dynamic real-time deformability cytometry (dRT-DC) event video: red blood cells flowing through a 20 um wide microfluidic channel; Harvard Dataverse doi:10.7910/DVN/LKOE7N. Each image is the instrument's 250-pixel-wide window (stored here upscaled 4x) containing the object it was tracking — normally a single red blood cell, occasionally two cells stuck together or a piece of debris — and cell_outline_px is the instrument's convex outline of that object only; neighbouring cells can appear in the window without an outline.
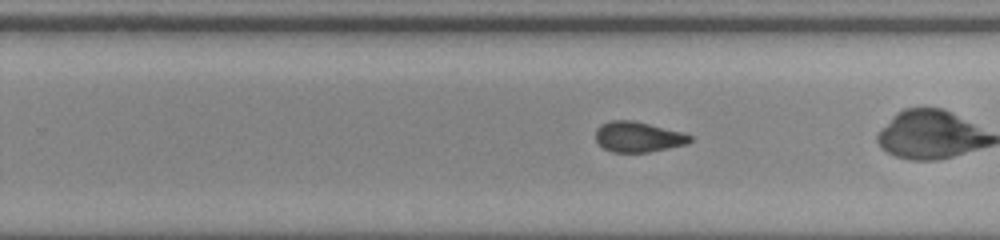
{"species": "common noctule bat (a hibernating species)", "species_latin": "Nyctalus noctula", "temperature_condition": "room temperature", "stored_images_in_passage": 51, "camera_frame_rate_fps": 3000, "um_per_image_px": 0.085, "animal": {"sex": "male", "body_mass_g": 20.0, "forearm_length_mm": 53.3}, "frame": {"image": 1, "passage_image": 32, "time_ms": 10.333, "image_size_px": [1000, 240], "cell_outline_px": [[692, 140], [688, 144], [648, 152], [612, 152], [604, 148], [596, 140], [596, 128], [600, 124], [612, 120], [632, 120], [680, 132], [692, 136]], "centroid_in_image_um": [54.22, 11.64], "position_along_channel_um": 275.6, "area_um2": 16.53}, "authors_computed_cell_mechanics": {"area_um2": 17.34, "velocity_mm_per_s": 3.8737, "shape_relaxation_time_tau1_ms": null, "shape_relaxation_time_tau2_ms": 2.0275, "deformation_change_tau1": null, "deformation_change_tau2": 0.083}}